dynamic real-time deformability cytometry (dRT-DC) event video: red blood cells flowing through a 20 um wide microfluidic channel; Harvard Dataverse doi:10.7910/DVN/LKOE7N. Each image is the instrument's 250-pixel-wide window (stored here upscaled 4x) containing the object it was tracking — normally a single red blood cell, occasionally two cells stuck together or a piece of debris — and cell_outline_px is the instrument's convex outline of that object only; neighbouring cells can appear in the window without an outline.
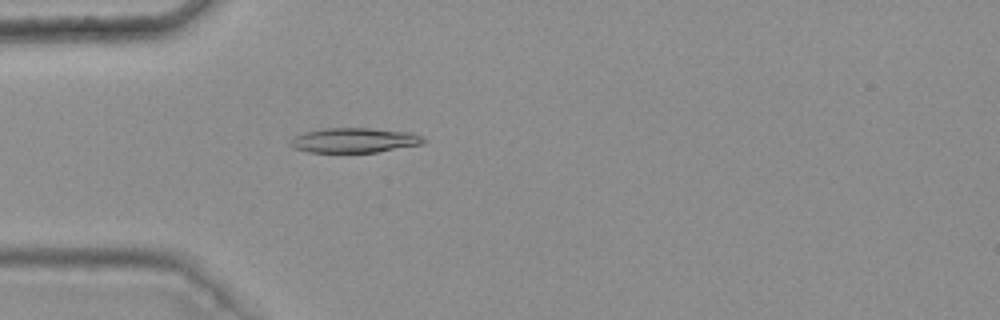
{"species": "common noctule bat (a hibernating species)", "species_latin": "Nyctalus noctula", "temperature_condition": "warm", "stored_images_in_passage": 48, "camera_frame_rate_fps": 3000, "um_per_image_px": 0.085, "animal": {"sex": "female", "body_mass_g": 25.1}, "frame": {"image": 1, "passage_image": 16, "time_ms": 5.0, "image_size_px": [1000, 320], "cell_outline_px": [[428, 140], [424, 144], [376, 152], [308, 152], [292, 148], [288, 144], [288, 140], [304, 132], [324, 128], [368, 128], [412, 132]], "centroid_in_image_um": [30.1, 11.92], "position_along_channel_um": 54.9, "area_um2": 19.42}}
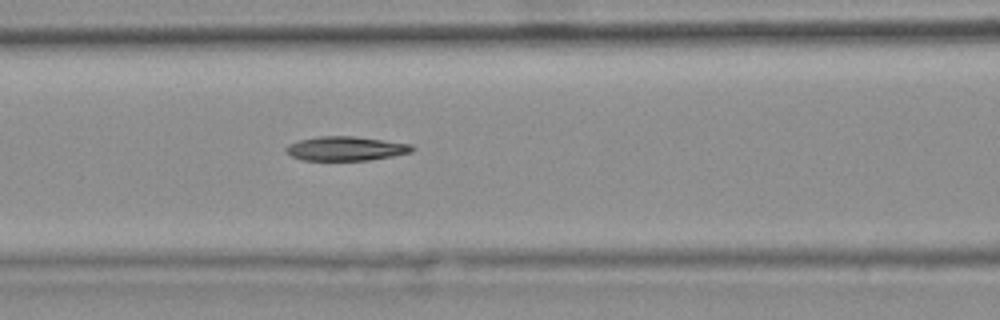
{"frame": {"image": 2, "passage_image": 23, "time_ms": 7.333, "image_size_px": [1000, 320], "cell_outline_px": [[416, 148], [412, 152], [392, 156], [368, 160], [300, 160], [284, 152], [284, 148], [288, 144], [300, 140], [320, 136], [352, 136], [384, 140], [412, 144]], "centroid_in_image_um": [29.38, 12.63], "position_along_channel_um": 137.2, "area_um2": 17.86}}
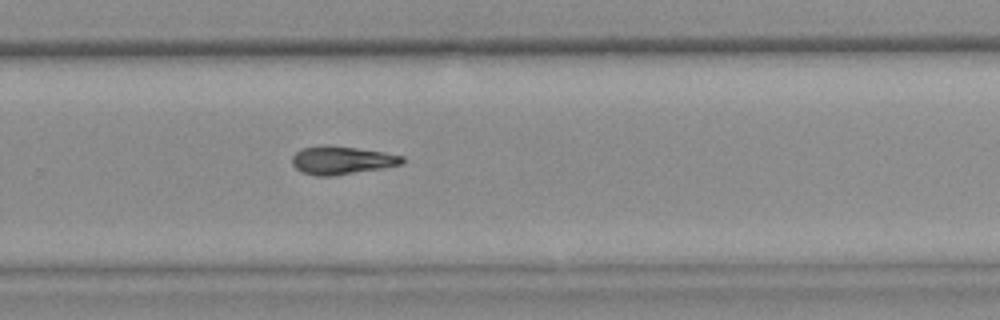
{"frame": {"image": 3, "passage_image": 36, "time_ms": 11.667, "image_size_px": [1000, 320], "cell_outline_px": [[404, 164], [332, 176], [316, 176], [304, 172], [296, 168], [292, 164], [292, 156], [300, 148], [328, 144], [384, 152], [404, 156]], "centroid_in_image_um": [29.03, 13.61], "position_along_channel_um": 300.8, "area_um2": 18.03}, "authors_computed_cell_mechanics": {"area_um2": 18.2648, "velocity_mm_per_s": 3.781, "shape_relaxation_time_tau1_ms": 8.8302, "shape_relaxation_time_tau2_ms": null, "deformation_change_tau1": 0.1922, "deformation_change_tau2": null}}